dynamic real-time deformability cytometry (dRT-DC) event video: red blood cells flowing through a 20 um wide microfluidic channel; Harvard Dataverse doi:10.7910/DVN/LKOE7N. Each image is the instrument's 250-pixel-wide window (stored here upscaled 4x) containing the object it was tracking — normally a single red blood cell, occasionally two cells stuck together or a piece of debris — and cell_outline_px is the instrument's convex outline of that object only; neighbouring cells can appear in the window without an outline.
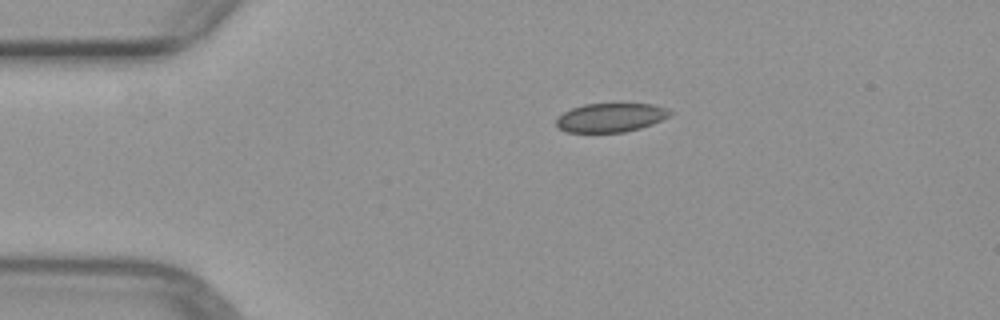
{"species": "common noctule bat (a hibernating species)", "species_latin": "Nyctalus noctula", "temperature_condition": "warm", "stored_images_in_passage": 3, "camera_frame_rate_fps": 3000, "um_per_image_px": 0.085, "animal": {"sex": "female", "body_mass_g": 29.2, "forearm_length_mm": 56.3}, "frame": {"image": 1, "passage_image": 1, "time_ms": 0.0, "image_size_px": [1000, 320], "cell_outline_px": [[672, 112], [668, 116], [652, 124], [640, 128], [624, 132], [564, 132], [556, 128], [556, 120], [564, 112], [572, 108], [584, 104], [620, 100], [652, 104], [664, 108]], "centroid_in_image_um": [51.89, 9.94], "position_along_channel_um": 33.1, "area_um2": 19.94}}